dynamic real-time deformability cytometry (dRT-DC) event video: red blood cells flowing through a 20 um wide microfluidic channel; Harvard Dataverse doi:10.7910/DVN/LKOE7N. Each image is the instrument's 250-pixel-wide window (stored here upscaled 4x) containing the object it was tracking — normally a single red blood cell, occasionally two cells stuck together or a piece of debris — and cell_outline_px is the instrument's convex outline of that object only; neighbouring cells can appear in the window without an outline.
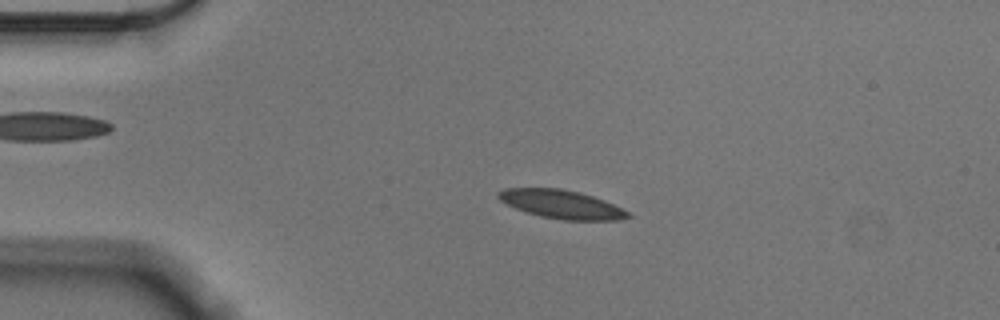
{"species": "Egyptian fruit bat (a non-hibernating species)", "species_latin": "Rousettus aegyptiacus", "temperature_condition": "cold", "stored_images_in_passage": 56, "camera_frame_rate_fps": 3000, "um_per_image_px": 0.085, "animal": {"sex": "male"}, "frame": {"image": 1, "passage_image": 12, "time_ms": 3.667, "image_size_px": [1000, 320], "cell_outline_px": [[632, 216], [620, 220], [560, 220], [540, 216], [516, 208], [500, 200], [496, 196], [496, 192], [504, 188], [560, 188], [580, 192], [604, 200], [628, 212]], "centroid_in_image_um": [47.7, 17.36], "position_along_channel_um": 37.3, "area_um2": 21.44}}
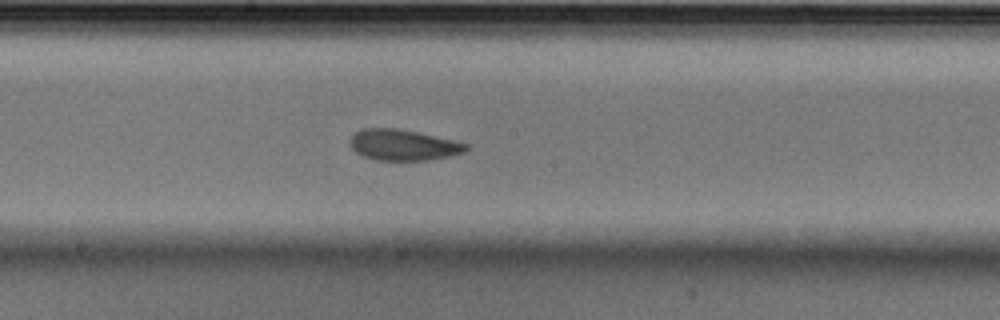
{"frame": {"image": 2, "passage_image": 30, "time_ms": 9.667, "image_size_px": [1000, 320], "cell_outline_px": [[468, 148], [464, 152], [452, 156], [432, 160], [376, 160], [360, 156], [348, 144], [348, 140], [356, 132], [364, 128], [396, 128], [456, 140], [468, 144]], "centroid_in_image_um": [34.27, 12.33], "position_along_channel_um": 213.9, "area_um2": 21.15}}
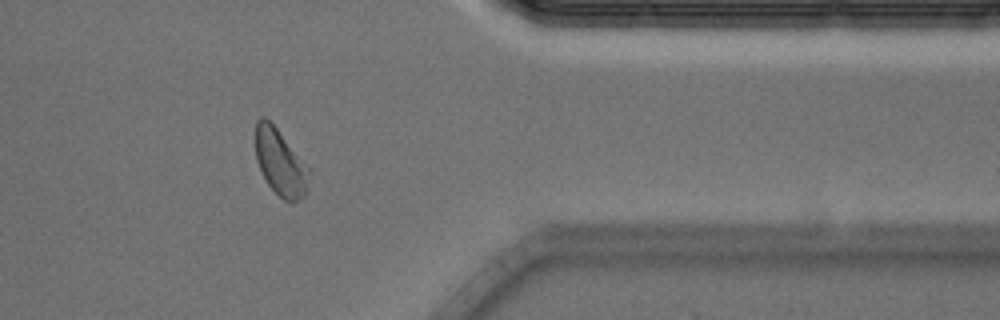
{"frame": {"image": 3, "passage_image": 46, "time_ms": 15.0, "image_size_px": [1000, 320], "cell_outline_px": [[312, 172], [308, 192], [300, 200], [292, 204], [284, 200], [268, 184], [260, 172], [256, 160], [256, 120], [260, 116], [264, 116], [276, 128], [312, 168]], "centroid_in_image_um": [23.89, 13.86], "position_along_channel_um": 387.5, "area_um2": 21.39}, "authors_computed_cell_mechanics": {"area_um2": 21.2704, "velocity_mm_per_s": 3.5334, "shape_relaxation_time_tau1_ms": 4.6374, "shape_relaxation_time_tau2_ms": 3.1105, "deformation_change_tau1": 0.115, "deformation_change_tau2": 0.0598}}